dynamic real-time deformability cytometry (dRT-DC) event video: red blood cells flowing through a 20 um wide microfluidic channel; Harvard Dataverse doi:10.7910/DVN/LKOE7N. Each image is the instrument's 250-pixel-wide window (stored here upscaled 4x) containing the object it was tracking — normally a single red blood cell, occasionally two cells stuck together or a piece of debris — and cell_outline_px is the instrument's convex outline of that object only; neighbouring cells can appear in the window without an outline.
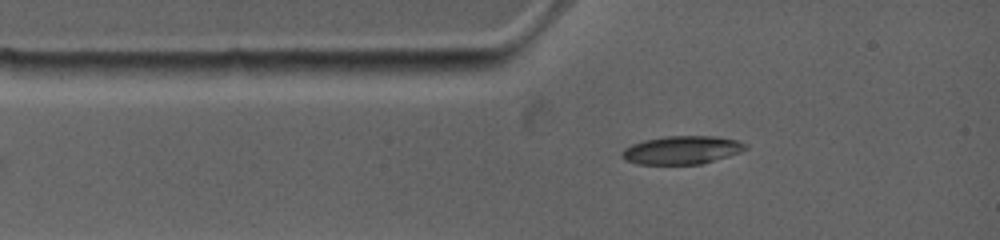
{"species": "common noctule bat (a hibernating species)", "species_latin": "Nyctalus noctula", "temperature_condition": "warm", "stored_images_in_passage": 17, "camera_frame_rate_fps": 4500, "um_per_image_px": 0.085, "animal": {"sex": "female", "body_mass_g": 19.0, "forearm_length_mm": 53.3}, "frame": {"image": 1, "passage_image": 1, "time_ms": 0.0, "image_size_px": [1000, 240], "cell_outline_px": [[744, 148], [740, 152], [728, 156], [700, 164], [636, 164], [628, 160], [624, 156], [624, 152], [628, 148], [636, 144], [648, 140], [672, 136], [704, 136], [736, 140], [744, 144]], "centroid_in_image_um": [58.0, 12.77], "position_along_channel_um": 27.0, "area_um2": 19.25}}
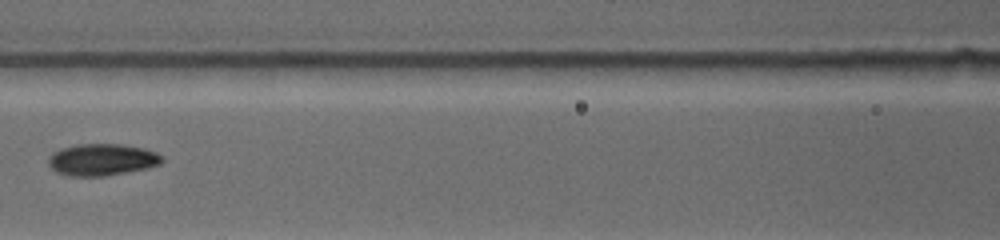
{"frame": {"image": 2, "passage_image": 10, "time_ms": 3.556, "image_size_px": [1000, 240], "cell_outline_px": [[160, 164], [148, 168], [108, 176], [68, 176], [56, 172], [48, 164], [48, 160], [56, 152], [64, 148], [84, 144], [112, 144], [140, 148], [152, 152], [160, 156]], "centroid_in_image_um": [8.64, 13.61], "position_along_channel_um": 158.0, "area_um2": 20.4}}
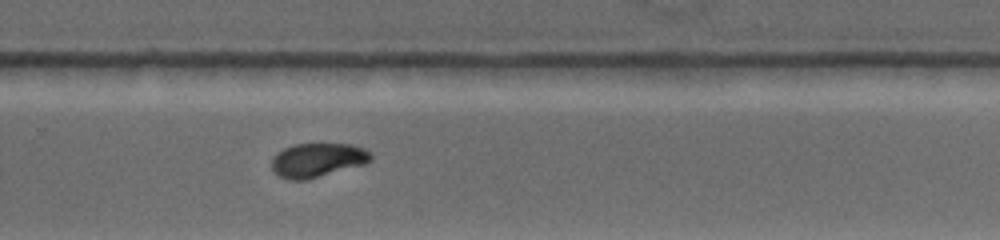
{"frame": {"image": 3, "passage_image": 17, "time_ms": 7.333, "image_size_px": [1000, 240], "cell_outline_px": [[372, 156], [364, 164], [304, 180], [288, 180], [280, 176], [272, 168], [272, 160], [284, 148], [296, 144], [348, 144], [360, 148], [368, 152]], "centroid_in_image_um": [26.95, 13.61], "position_along_channel_um": 302.8, "area_um2": 18.96}}